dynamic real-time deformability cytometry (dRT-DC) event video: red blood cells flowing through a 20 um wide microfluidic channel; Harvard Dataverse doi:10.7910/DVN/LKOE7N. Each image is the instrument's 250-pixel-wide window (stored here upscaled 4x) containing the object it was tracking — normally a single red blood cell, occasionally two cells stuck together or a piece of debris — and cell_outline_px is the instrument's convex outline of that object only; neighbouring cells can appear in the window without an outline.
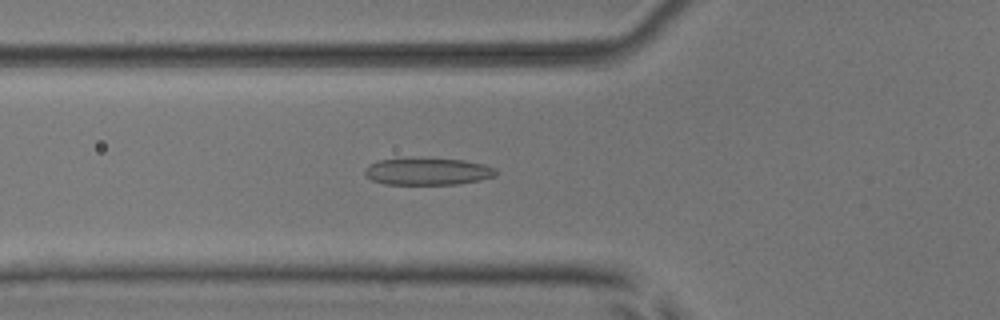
{"species": "common noctule bat (a hibernating species)", "species_latin": "Nyctalus noctula", "temperature_condition": "room temperature", "stored_images_in_passage": 54, "camera_frame_rate_fps": 3000, "um_per_image_px": 0.085, "animal": {"sex": "male", "body_mass_g": 17.9, "forearm_length_mm": 54.2}, "frame": {"image": 1, "passage_image": 20, "time_ms": 6.333, "image_size_px": [1000, 320], "cell_outline_px": [[496, 176], [480, 180], [460, 184], [384, 184], [372, 180], [364, 172], [364, 168], [368, 164], [380, 160], [408, 156], [464, 160], [484, 164], [496, 168]], "centroid_in_image_um": [36.33, 14.54], "position_along_channel_um": 89.5, "area_um2": 21.33}}
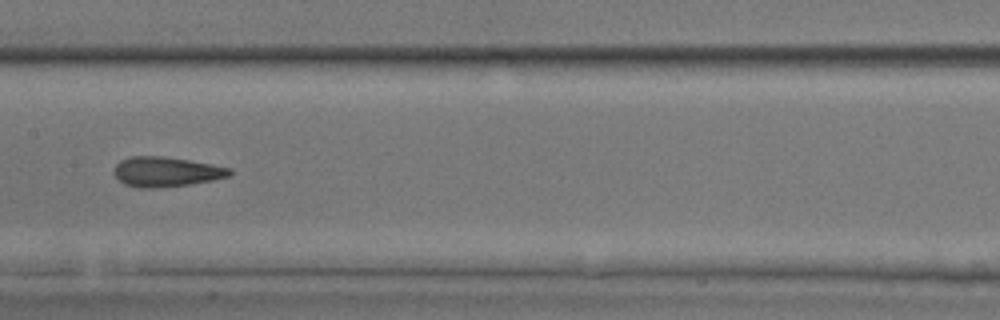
{"frame": {"image": 2, "passage_image": 28, "time_ms": 9.0, "image_size_px": [1000, 320], "cell_outline_px": [[232, 172], [228, 176], [212, 180], [188, 184], [156, 188], [136, 188], [124, 184], [112, 172], [116, 164], [120, 160], [128, 156], [160, 156], [188, 160], [232, 168]], "centroid_in_image_um": [14.07, 14.6], "position_along_channel_um": 193.3, "area_um2": 20.06}}
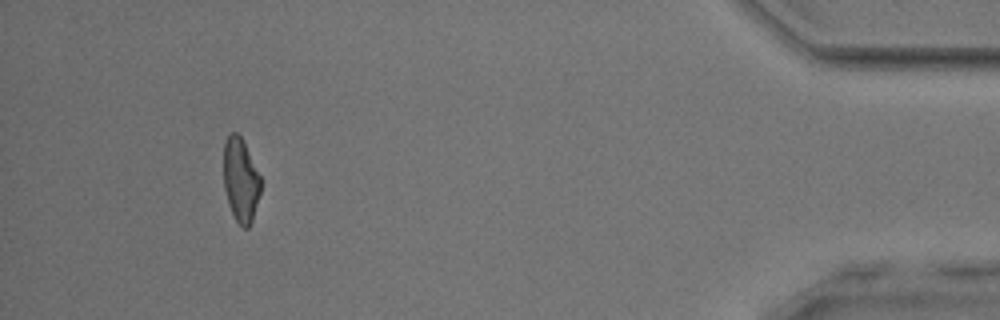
{"frame": {"image": 3, "passage_image": 50, "time_ms": 16.333, "image_size_px": [1000, 320], "cell_outline_px": [[260, 192], [252, 220], [248, 228], [244, 228], [236, 220], [228, 204], [224, 188], [224, 140], [232, 132], [236, 132], [240, 136], [260, 176]], "centroid_in_image_um": [20.44, 15.31], "position_along_channel_um": 414.8, "area_um2": 17.74}, "authors_computed_cell_mechanics": {"area_um2": 20.0566, "velocity_mm_per_s": 3.8914, "shape_relaxation_time_tau1_ms": null, "shape_relaxation_time_tau2_ms": 2.1405, "deformation_change_tau1": null, "deformation_change_tau2": 0.1109}}